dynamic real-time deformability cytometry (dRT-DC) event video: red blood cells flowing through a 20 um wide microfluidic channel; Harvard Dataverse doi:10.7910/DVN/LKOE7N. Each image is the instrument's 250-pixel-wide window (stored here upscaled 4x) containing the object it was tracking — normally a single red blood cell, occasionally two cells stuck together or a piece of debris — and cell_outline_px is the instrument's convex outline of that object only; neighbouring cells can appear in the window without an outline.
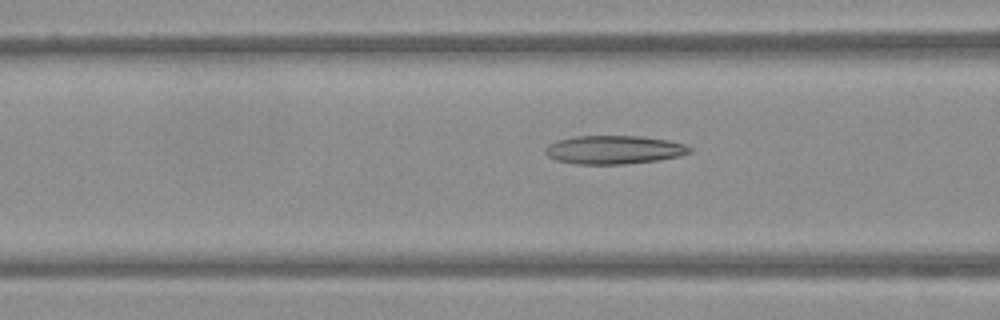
{"species": "Egyptian fruit bat (a non-hibernating species)", "species_latin": "Rousettus aegyptiacus", "temperature_condition": "warm", "stored_images_in_passage": 53, "camera_frame_rate_fps": 3000, "um_per_image_px": 0.085, "frame": {"image": 1, "passage_image": 21, "time_ms": 6.667, "image_size_px": [1000, 320], "cell_outline_px": [[692, 152], [680, 156], [660, 160], [624, 164], [576, 164], [556, 160], [548, 156], [544, 152], [544, 148], [548, 144], [556, 140], [576, 136], [640, 136], [668, 140], [684, 144], [692, 148]], "centroid_in_image_um": [52.18, 12.73], "position_along_channel_um": 114.4, "area_um2": 24.16}}
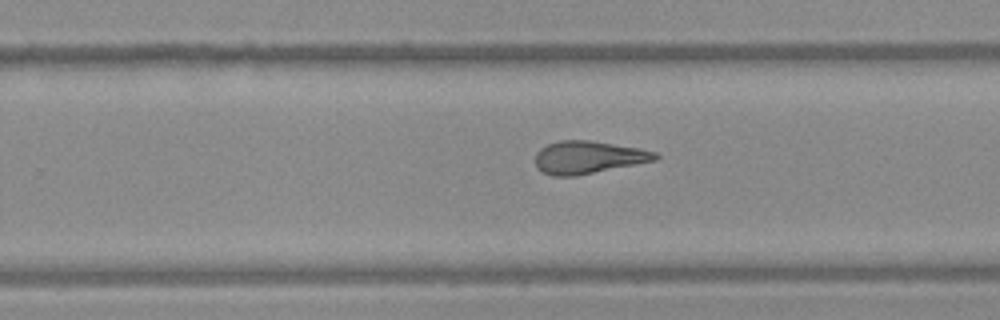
{"frame": {"image": 2, "passage_image": 34, "time_ms": 11.0, "image_size_px": [1000, 320], "cell_outline_px": [[660, 156], [656, 160], [576, 176], [552, 176], [536, 168], [536, 152], [540, 148], [548, 144], [560, 140], [588, 140], [640, 148], [656, 152]], "centroid_in_image_um": [49.99, 13.37], "position_along_channel_um": 279.8, "area_um2": 22.77}}
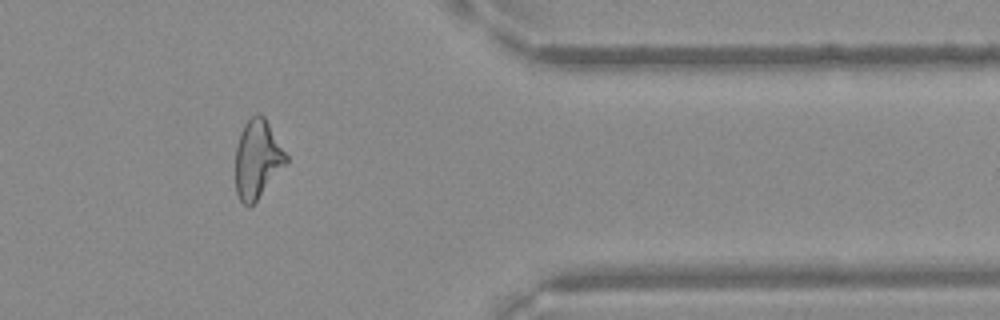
{"frame": {"image": 3, "passage_image": 44, "time_ms": 14.333, "image_size_px": [1000, 320], "cell_outline_px": [[288, 160], [256, 200], [248, 208], [240, 200], [236, 192], [236, 144], [240, 132], [244, 124], [256, 112], [260, 112], [264, 116], [288, 156]], "centroid_in_image_um": [21.85, 13.48], "position_along_channel_um": 389.5, "area_um2": 22.83}}